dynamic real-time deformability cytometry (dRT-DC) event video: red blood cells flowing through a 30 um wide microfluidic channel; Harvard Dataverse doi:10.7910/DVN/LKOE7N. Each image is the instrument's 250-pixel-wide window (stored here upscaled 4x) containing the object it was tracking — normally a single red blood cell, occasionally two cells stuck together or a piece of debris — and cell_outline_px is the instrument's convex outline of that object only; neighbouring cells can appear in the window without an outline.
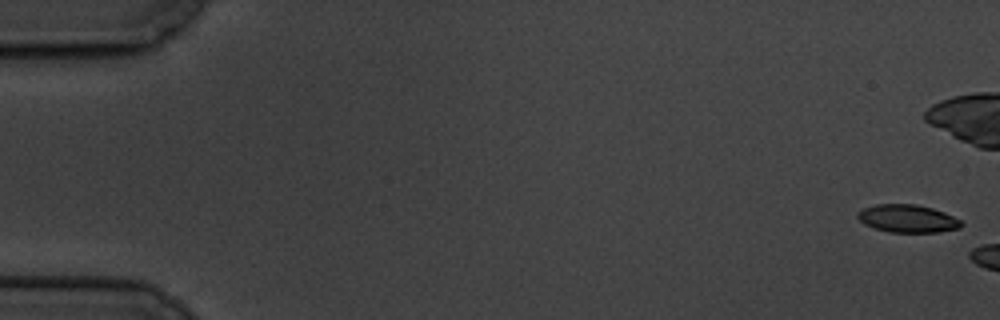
{"species": "common noctule bat (a hibernating species)", "species_latin": "Nyctalus noctula", "temperature_condition": "cold", "stored_images_in_passage": 3, "camera_frame_rate_fps": 3000, "um_per_image_px": 0.085, "animal": {"sex": "male", "body_mass_g": 19.5, "forearm_length_mm": 54.6}, "frame": {"image": 1, "passage_image": 1, "time_ms": 0.0, "image_size_px": [1000, 320], "cell_outline_px": [[964, 224], [960, 228], [936, 232], [888, 232], [864, 224], [856, 216], [856, 212], [864, 208], [876, 204], [916, 204], [932, 208], [944, 212], [960, 220]], "centroid_in_image_um": [77.13, 18.57], "position_along_channel_um": 7.9, "area_um2": 16.76}}